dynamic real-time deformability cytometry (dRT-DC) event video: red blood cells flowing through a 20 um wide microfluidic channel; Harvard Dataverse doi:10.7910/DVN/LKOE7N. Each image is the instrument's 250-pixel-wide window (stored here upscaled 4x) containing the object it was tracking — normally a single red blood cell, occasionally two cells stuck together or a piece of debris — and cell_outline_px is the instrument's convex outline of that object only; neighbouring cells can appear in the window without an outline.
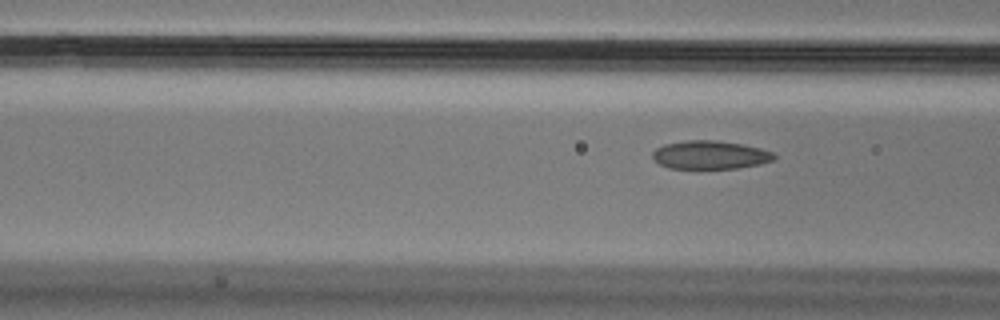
{"species": "Egyptian fruit bat (a non-hibernating species)", "species_latin": "Rousettus aegyptiacus", "temperature_condition": "cold", "stored_images_in_passage": 7, "segment_of_instrument_passage": [2, 2], "camera_frame_rate_fps": 3000, "um_per_image_px": 0.085, "animal": {"sex": "male"}, "frame": {"image": 1, "passage_image": 7, "time_ms": 2.0, "image_size_px": [1000, 320], "cell_outline_px": [[776, 156], [772, 160], [760, 164], [736, 168], [668, 168], [652, 160], [652, 152], [656, 148], [664, 144], [688, 140], [716, 140], [744, 144], [760, 148], [772, 152]], "centroid_in_image_um": [60.33, 13.16], "position_along_channel_um": 106.3, "area_um2": 20.11}}